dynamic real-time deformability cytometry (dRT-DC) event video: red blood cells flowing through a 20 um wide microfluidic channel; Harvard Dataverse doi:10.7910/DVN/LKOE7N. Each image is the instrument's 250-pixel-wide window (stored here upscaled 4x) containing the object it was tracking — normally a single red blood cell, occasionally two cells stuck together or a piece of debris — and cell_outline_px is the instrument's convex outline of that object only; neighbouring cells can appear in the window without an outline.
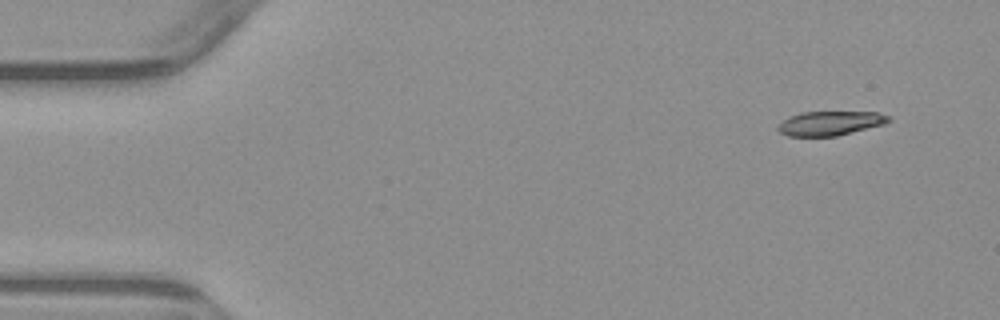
{"species": "common noctule bat (a hibernating species)", "species_latin": "Nyctalus noctula", "temperature_condition": "warm", "stored_images_in_passage": 5, "camera_frame_rate_fps": 3000, "um_per_image_px": 0.085, "animal": {"sex": "male", "body_mass_g": 23.1, "forearm_length_mm": 52.7}, "frame": {"image": 1, "passage_image": 1, "time_ms": 0.0, "image_size_px": [1000, 320], "cell_outline_px": [[892, 120], [884, 124], [836, 136], [788, 136], [780, 132], [776, 128], [788, 116], [800, 112], [880, 112], [892, 116]], "centroid_in_image_um": [70.59, 10.46], "position_along_channel_um": 14.4, "area_um2": 15.72}}
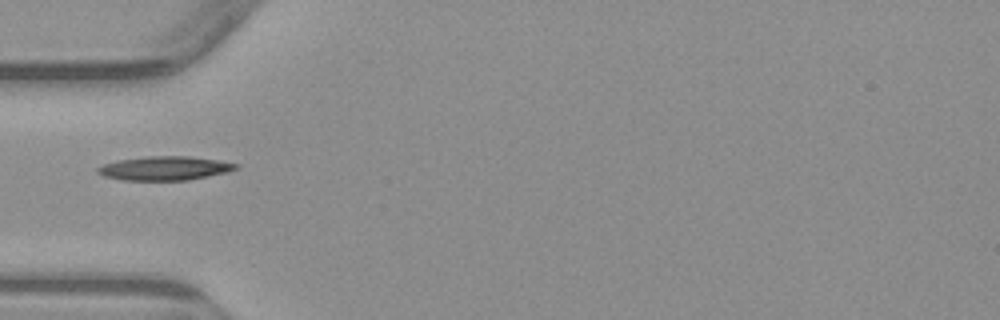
{"frame": {"image": 2, "passage_image": 4, "time_ms": 4.333, "image_size_px": [1000, 320], "cell_outline_px": [[240, 164], [236, 168], [228, 172], [188, 180], [124, 180], [104, 176], [96, 172], [96, 168], [104, 164], [116, 160], [144, 156], [188, 156], [216, 160]], "centroid_in_image_um": [13.96, 14.3], "position_along_channel_um": 71.0, "area_um2": 19.25}}
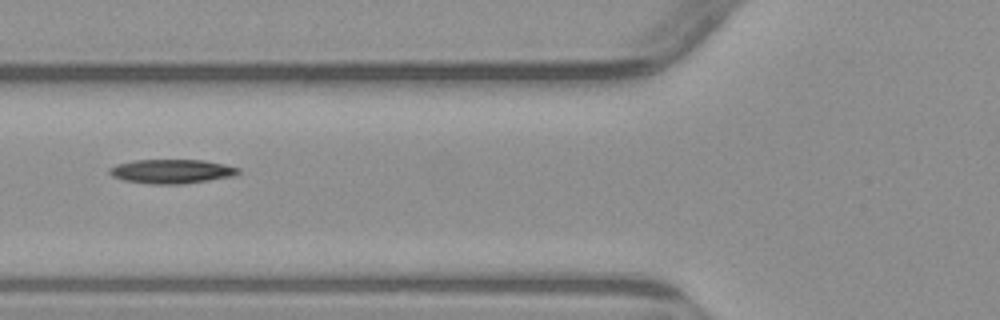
{"frame": {"image": 3, "passage_image": 5, "time_ms": 5.333, "image_size_px": [1000, 320], "cell_outline_px": [[240, 172], [236, 176], [184, 184], [148, 184], [124, 180], [112, 176], [108, 172], [108, 168], [116, 164], [132, 160], [204, 160], [224, 164], [240, 168]], "centroid_in_image_um": [14.59, 14.57], "position_along_channel_um": 111.2, "area_um2": 18.38}}